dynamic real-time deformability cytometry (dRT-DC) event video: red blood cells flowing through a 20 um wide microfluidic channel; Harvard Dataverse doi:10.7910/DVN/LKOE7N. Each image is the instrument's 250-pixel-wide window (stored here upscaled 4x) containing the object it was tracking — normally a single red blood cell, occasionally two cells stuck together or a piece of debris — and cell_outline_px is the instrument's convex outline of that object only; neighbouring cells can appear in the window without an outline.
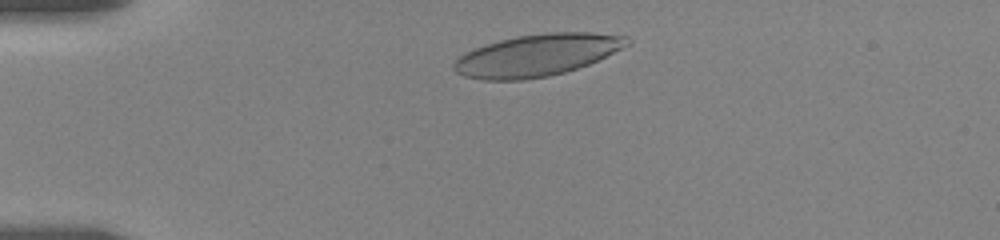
{"species": "human", "species_latin": "Homo sapiens", "temperature_condition": "room temperature", "stored_images_in_passage": 8, "camera_frame_rate_fps": 3000, "um_per_image_px": 0.085, "donor": {"sex": "female"}, "frame": {"image": 1, "passage_image": 3, "time_ms": 1.333, "image_size_px": [1000, 240], "cell_outline_px": [[632, 44], [588, 64], [564, 72], [548, 76], [524, 80], [480, 80], [464, 76], [456, 72], [452, 68], [452, 64], [464, 52], [500, 40], [516, 36], [548, 32], [592, 32], [628, 36], [632, 40]], "centroid_in_image_um": [45.67, 4.68], "position_along_channel_um": 39.3, "area_um2": 42.43}}
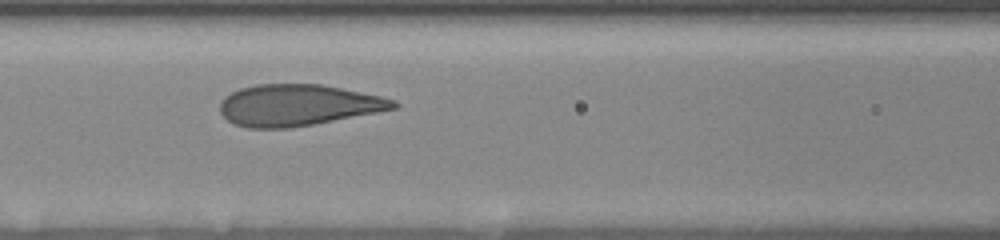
{"frame": {"image": 2, "passage_image": 7, "time_ms": 5.333, "image_size_px": [1000, 240], "cell_outline_px": [[400, 104], [396, 108], [376, 112], [312, 124], [288, 128], [248, 128], [232, 124], [220, 112], [220, 104], [224, 96], [240, 88], [256, 84], [320, 84], [380, 96], [396, 100]], "centroid_in_image_um": [25.28, 8.93], "position_along_channel_um": 141.3, "area_um2": 41.56}}
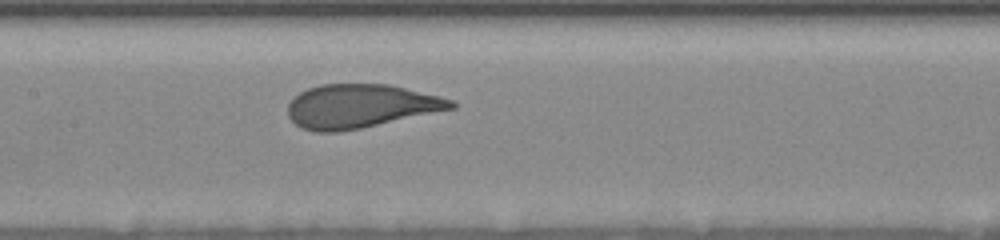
{"frame": {"image": 3, "passage_image": 8, "time_ms": 6.333, "image_size_px": [1000, 240], "cell_outline_px": [[456, 108], [360, 128], [340, 132], [312, 132], [300, 128], [288, 116], [288, 104], [300, 92], [308, 88], [320, 84], [388, 84], [440, 96], [452, 100], [456, 104]], "centroid_in_image_um": [30.61, 9.03], "position_along_channel_um": 176.8, "area_um2": 41.5}}